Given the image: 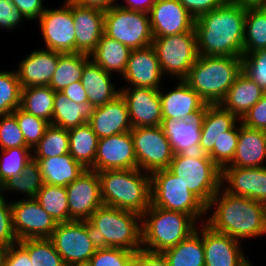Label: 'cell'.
I'll return each mask as SVG.
<instances>
[{"label":"cell","mask_w":266,"mask_h":266,"mask_svg":"<svg viewBox=\"0 0 266 266\" xmlns=\"http://www.w3.org/2000/svg\"><path fill=\"white\" fill-rule=\"evenodd\" d=\"M246 8L226 0L195 19L197 50L205 56H243Z\"/></svg>","instance_id":"6da1fadb"},{"label":"cell","mask_w":266,"mask_h":266,"mask_svg":"<svg viewBox=\"0 0 266 266\" xmlns=\"http://www.w3.org/2000/svg\"><path fill=\"white\" fill-rule=\"evenodd\" d=\"M212 206L216 207L215 211L204 221L213 230L227 234L236 240L266 234L264 203L247 197L230 195L220 188L207 205V211L212 210Z\"/></svg>","instance_id":"7a4b0ae2"},{"label":"cell","mask_w":266,"mask_h":266,"mask_svg":"<svg viewBox=\"0 0 266 266\" xmlns=\"http://www.w3.org/2000/svg\"><path fill=\"white\" fill-rule=\"evenodd\" d=\"M87 235L96 249L118 247L136 252L142 249L141 216L102 205L87 220Z\"/></svg>","instance_id":"3957f363"},{"label":"cell","mask_w":266,"mask_h":266,"mask_svg":"<svg viewBox=\"0 0 266 266\" xmlns=\"http://www.w3.org/2000/svg\"><path fill=\"white\" fill-rule=\"evenodd\" d=\"M142 172L139 168L97 172L103 205L141 216L151 205V175Z\"/></svg>","instance_id":"277c9868"},{"label":"cell","mask_w":266,"mask_h":266,"mask_svg":"<svg viewBox=\"0 0 266 266\" xmlns=\"http://www.w3.org/2000/svg\"><path fill=\"white\" fill-rule=\"evenodd\" d=\"M242 72V57L199 55L183 79L206 104H220Z\"/></svg>","instance_id":"5b68a950"},{"label":"cell","mask_w":266,"mask_h":266,"mask_svg":"<svg viewBox=\"0 0 266 266\" xmlns=\"http://www.w3.org/2000/svg\"><path fill=\"white\" fill-rule=\"evenodd\" d=\"M195 224L196 221L190 215L151 204L141 215L142 248L152 252H163L196 231Z\"/></svg>","instance_id":"8992f818"},{"label":"cell","mask_w":266,"mask_h":266,"mask_svg":"<svg viewBox=\"0 0 266 266\" xmlns=\"http://www.w3.org/2000/svg\"><path fill=\"white\" fill-rule=\"evenodd\" d=\"M206 206L222 188V170L204 153L174 154L167 168Z\"/></svg>","instance_id":"52a82bcc"},{"label":"cell","mask_w":266,"mask_h":266,"mask_svg":"<svg viewBox=\"0 0 266 266\" xmlns=\"http://www.w3.org/2000/svg\"><path fill=\"white\" fill-rule=\"evenodd\" d=\"M151 204L190 215L195 221L206 215L207 206L168 169L151 174Z\"/></svg>","instance_id":"ba28073f"},{"label":"cell","mask_w":266,"mask_h":266,"mask_svg":"<svg viewBox=\"0 0 266 266\" xmlns=\"http://www.w3.org/2000/svg\"><path fill=\"white\" fill-rule=\"evenodd\" d=\"M104 34L131 50L152 45L149 13L127 10L114 5L104 11Z\"/></svg>","instance_id":"9c48e42d"},{"label":"cell","mask_w":266,"mask_h":266,"mask_svg":"<svg viewBox=\"0 0 266 266\" xmlns=\"http://www.w3.org/2000/svg\"><path fill=\"white\" fill-rule=\"evenodd\" d=\"M153 38L152 46L163 75L171 74L177 79H184L199 56L195 30Z\"/></svg>","instance_id":"30bf717a"},{"label":"cell","mask_w":266,"mask_h":266,"mask_svg":"<svg viewBox=\"0 0 266 266\" xmlns=\"http://www.w3.org/2000/svg\"><path fill=\"white\" fill-rule=\"evenodd\" d=\"M138 168L151 174L167 169L174 152L162 127H135L131 130Z\"/></svg>","instance_id":"8fae6325"},{"label":"cell","mask_w":266,"mask_h":266,"mask_svg":"<svg viewBox=\"0 0 266 266\" xmlns=\"http://www.w3.org/2000/svg\"><path fill=\"white\" fill-rule=\"evenodd\" d=\"M49 239L66 266L89 261L97 250L87 235V220L58 223Z\"/></svg>","instance_id":"7c38bea8"},{"label":"cell","mask_w":266,"mask_h":266,"mask_svg":"<svg viewBox=\"0 0 266 266\" xmlns=\"http://www.w3.org/2000/svg\"><path fill=\"white\" fill-rule=\"evenodd\" d=\"M37 21L46 49L61 53H76L74 21L67 0L61 8H46Z\"/></svg>","instance_id":"4fadbf2b"},{"label":"cell","mask_w":266,"mask_h":266,"mask_svg":"<svg viewBox=\"0 0 266 266\" xmlns=\"http://www.w3.org/2000/svg\"><path fill=\"white\" fill-rule=\"evenodd\" d=\"M11 207L13 230L18 241L49 238L58 224L35 198L12 201Z\"/></svg>","instance_id":"5bb4252c"},{"label":"cell","mask_w":266,"mask_h":266,"mask_svg":"<svg viewBox=\"0 0 266 266\" xmlns=\"http://www.w3.org/2000/svg\"><path fill=\"white\" fill-rule=\"evenodd\" d=\"M69 222L86 221L103 205L98 173L86 169L75 181L66 186Z\"/></svg>","instance_id":"9a60e30c"},{"label":"cell","mask_w":266,"mask_h":266,"mask_svg":"<svg viewBox=\"0 0 266 266\" xmlns=\"http://www.w3.org/2000/svg\"><path fill=\"white\" fill-rule=\"evenodd\" d=\"M201 229L196 231L203 238L204 266H252L242 252L239 240L217 232L202 221Z\"/></svg>","instance_id":"2e32d148"},{"label":"cell","mask_w":266,"mask_h":266,"mask_svg":"<svg viewBox=\"0 0 266 266\" xmlns=\"http://www.w3.org/2000/svg\"><path fill=\"white\" fill-rule=\"evenodd\" d=\"M125 100L132 128L161 126L163 115L159 90L127 86L120 89Z\"/></svg>","instance_id":"e0dca14e"},{"label":"cell","mask_w":266,"mask_h":266,"mask_svg":"<svg viewBox=\"0 0 266 266\" xmlns=\"http://www.w3.org/2000/svg\"><path fill=\"white\" fill-rule=\"evenodd\" d=\"M131 131L98 140L94 166L91 170L137 169Z\"/></svg>","instance_id":"ac0fdd59"},{"label":"cell","mask_w":266,"mask_h":266,"mask_svg":"<svg viewBox=\"0 0 266 266\" xmlns=\"http://www.w3.org/2000/svg\"><path fill=\"white\" fill-rule=\"evenodd\" d=\"M149 19L153 37L195 30V18L178 0H156L149 12Z\"/></svg>","instance_id":"d6986e66"},{"label":"cell","mask_w":266,"mask_h":266,"mask_svg":"<svg viewBox=\"0 0 266 266\" xmlns=\"http://www.w3.org/2000/svg\"><path fill=\"white\" fill-rule=\"evenodd\" d=\"M222 188L230 195L247 197L266 205V166L258 168L225 166ZM228 184L226 186L225 183ZM226 186L227 188L223 187Z\"/></svg>","instance_id":"ffe728a7"},{"label":"cell","mask_w":266,"mask_h":266,"mask_svg":"<svg viewBox=\"0 0 266 266\" xmlns=\"http://www.w3.org/2000/svg\"><path fill=\"white\" fill-rule=\"evenodd\" d=\"M163 73L152 45L131 50L123 79L140 88L160 89Z\"/></svg>","instance_id":"44dd1931"},{"label":"cell","mask_w":266,"mask_h":266,"mask_svg":"<svg viewBox=\"0 0 266 266\" xmlns=\"http://www.w3.org/2000/svg\"><path fill=\"white\" fill-rule=\"evenodd\" d=\"M76 35V52L90 55L104 34V11L69 2Z\"/></svg>","instance_id":"7402d4cb"},{"label":"cell","mask_w":266,"mask_h":266,"mask_svg":"<svg viewBox=\"0 0 266 266\" xmlns=\"http://www.w3.org/2000/svg\"><path fill=\"white\" fill-rule=\"evenodd\" d=\"M164 94L159 89L163 118L190 119L203 113L206 102L183 79Z\"/></svg>","instance_id":"603a6c76"},{"label":"cell","mask_w":266,"mask_h":266,"mask_svg":"<svg viewBox=\"0 0 266 266\" xmlns=\"http://www.w3.org/2000/svg\"><path fill=\"white\" fill-rule=\"evenodd\" d=\"M88 123L99 139L132 130L128 108L121 95L111 102L95 107Z\"/></svg>","instance_id":"cb8c5ba5"},{"label":"cell","mask_w":266,"mask_h":266,"mask_svg":"<svg viewBox=\"0 0 266 266\" xmlns=\"http://www.w3.org/2000/svg\"><path fill=\"white\" fill-rule=\"evenodd\" d=\"M61 52L34 50L24 58L16 71L21 88L49 86Z\"/></svg>","instance_id":"d4e9b609"},{"label":"cell","mask_w":266,"mask_h":266,"mask_svg":"<svg viewBox=\"0 0 266 266\" xmlns=\"http://www.w3.org/2000/svg\"><path fill=\"white\" fill-rule=\"evenodd\" d=\"M161 127L174 154L199 152L202 114L182 120L163 118Z\"/></svg>","instance_id":"484cf974"},{"label":"cell","mask_w":266,"mask_h":266,"mask_svg":"<svg viewBox=\"0 0 266 266\" xmlns=\"http://www.w3.org/2000/svg\"><path fill=\"white\" fill-rule=\"evenodd\" d=\"M233 161L227 166L258 168L266 160V131L245 127L241 121Z\"/></svg>","instance_id":"4316f807"},{"label":"cell","mask_w":266,"mask_h":266,"mask_svg":"<svg viewBox=\"0 0 266 266\" xmlns=\"http://www.w3.org/2000/svg\"><path fill=\"white\" fill-rule=\"evenodd\" d=\"M239 119L220 104H207L202 113L199 152L209 154L217 139L229 131Z\"/></svg>","instance_id":"83f0119b"},{"label":"cell","mask_w":266,"mask_h":266,"mask_svg":"<svg viewBox=\"0 0 266 266\" xmlns=\"http://www.w3.org/2000/svg\"><path fill=\"white\" fill-rule=\"evenodd\" d=\"M265 93L255 81L242 71L220 105L241 120Z\"/></svg>","instance_id":"f1b7e54d"},{"label":"cell","mask_w":266,"mask_h":266,"mask_svg":"<svg viewBox=\"0 0 266 266\" xmlns=\"http://www.w3.org/2000/svg\"><path fill=\"white\" fill-rule=\"evenodd\" d=\"M111 74L105 72L91 59L85 64L81 83L86 90L88 102L94 107L102 106L114 100L120 91L112 85Z\"/></svg>","instance_id":"f546056e"},{"label":"cell","mask_w":266,"mask_h":266,"mask_svg":"<svg viewBox=\"0 0 266 266\" xmlns=\"http://www.w3.org/2000/svg\"><path fill=\"white\" fill-rule=\"evenodd\" d=\"M34 160L39 164L43 183L50 185L66 187L86 170L69 153Z\"/></svg>","instance_id":"4dcf8cb0"},{"label":"cell","mask_w":266,"mask_h":266,"mask_svg":"<svg viewBox=\"0 0 266 266\" xmlns=\"http://www.w3.org/2000/svg\"><path fill=\"white\" fill-rule=\"evenodd\" d=\"M95 107L89 103H75L61 91H55L51 125L71 129L87 123Z\"/></svg>","instance_id":"1f68e13d"},{"label":"cell","mask_w":266,"mask_h":266,"mask_svg":"<svg viewBox=\"0 0 266 266\" xmlns=\"http://www.w3.org/2000/svg\"><path fill=\"white\" fill-rule=\"evenodd\" d=\"M130 52L129 47L103 34L97 47L90 54V59L107 73L115 71L123 75Z\"/></svg>","instance_id":"d6a6232c"},{"label":"cell","mask_w":266,"mask_h":266,"mask_svg":"<svg viewBox=\"0 0 266 266\" xmlns=\"http://www.w3.org/2000/svg\"><path fill=\"white\" fill-rule=\"evenodd\" d=\"M69 154L85 169L94 166L98 147V136L87 122L83 125L68 129Z\"/></svg>","instance_id":"836d02e7"},{"label":"cell","mask_w":266,"mask_h":266,"mask_svg":"<svg viewBox=\"0 0 266 266\" xmlns=\"http://www.w3.org/2000/svg\"><path fill=\"white\" fill-rule=\"evenodd\" d=\"M169 266H204L203 238L194 231L176 246L162 252Z\"/></svg>","instance_id":"e575fe53"},{"label":"cell","mask_w":266,"mask_h":266,"mask_svg":"<svg viewBox=\"0 0 266 266\" xmlns=\"http://www.w3.org/2000/svg\"><path fill=\"white\" fill-rule=\"evenodd\" d=\"M90 55L82 53H62L49 83L54 91H62L70 84L81 80L85 64L90 60Z\"/></svg>","instance_id":"d590c367"},{"label":"cell","mask_w":266,"mask_h":266,"mask_svg":"<svg viewBox=\"0 0 266 266\" xmlns=\"http://www.w3.org/2000/svg\"><path fill=\"white\" fill-rule=\"evenodd\" d=\"M55 91L49 86L21 89L20 108L51 124Z\"/></svg>","instance_id":"8d00e7d4"},{"label":"cell","mask_w":266,"mask_h":266,"mask_svg":"<svg viewBox=\"0 0 266 266\" xmlns=\"http://www.w3.org/2000/svg\"><path fill=\"white\" fill-rule=\"evenodd\" d=\"M35 199L57 223L69 222V207L65 186L44 183Z\"/></svg>","instance_id":"74e56055"},{"label":"cell","mask_w":266,"mask_h":266,"mask_svg":"<svg viewBox=\"0 0 266 266\" xmlns=\"http://www.w3.org/2000/svg\"><path fill=\"white\" fill-rule=\"evenodd\" d=\"M266 49V9H246L243 53Z\"/></svg>","instance_id":"f35d334b"},{"label":"cell","mask_w":266,"mask_h":266,"mask_svg":"<svg viewBox=\"0 0 266 266\" xmlns=\"http://www.w3.org/2000/svg\"><path fill=\"white\" fill-rule=\"evenodd\" d=\"M32 152V159H45L69 153L68 129L50 124Z\"/></svg>","instance_id":"ab89813d"},{"label":"cell","mask_w":266,"mask_h":266,"mask_svg":"<svg viewBox=\"0 0 266 266\" xmlns=\"http://www.w3.org/2000/svg\"><path fill=\"white\" fill-rule=\"evenodd\" d=\"M42 175L37 161L32 159L18 176L10 178L0 187V195L3 192L14 190L24 193L28 198H35L43 186Z\"/></svg>","instance_id":"60d3db41"},{"label":"cell","mask_w":266,"mask_h":266,"mask_svg":"<svg viewBox=\"0 0 266 266\" xmlns=\"http://www.w3.org/2000/svg\"><path fill=\"white\" fill-rule=\"evenodd\" d=\"M18 243L28 252L32 266H66L49 238H30Z\"/></svg>","instance_id":"b9f144b4"},{"label":"cell","mask_w":266,"mask_h":266,"mask_svg":"<svg viewBox=\"0 0 266 266\" xmlns=\"http://www.w3.org/2000/svg\"><path fill=\"white\" fill-rule=\"evenodd\" d=\"M31 150L30 147H15L1 150L0 187L10 178L22 173L25 166L32 160Z\"/></svg>","instance_id":"7bdbcfd3"},{"label":"cell","mask_w":266,"mask_h":266,"mask_svg":"<svg viewBox=\"0 0 266 266\" xmlns=\"http://www.w3.org/2000/svg\"><path fill=\"white\" fill-rule=\"evenodd\" d=\"M21 89L16 70L0 72V116L20 107Z\"/></svg>","instance_id":"ee69618b"},{"label":"cell","mask_w":266,"mask_h":266,"mask_svg":"<svg viewBox=\"0 0 266 266\" xmlns=\"http://www.w3.org/2000/svg\"><path fill=\"white\" fill-rule=\"evenodd\" d=\"M12 114L16 117L26 144L33 149L44 136V132L50 124L47 121L22 110L20 107L15 109Z\"/></svg>","instance_id":"f6af8a7d"},{"label":"cell","mask_w":266,"mask_h":266,"mask_svg":"<svg viewBox=\"0 0 266 266\" xmlns=\"http://www.w3.org/2000/svg\"><path fill=\"white\" fill-rule=\"evenodd\" d=\"M239 137V127L236 124L214 143L213 150L208 156L222 170L229 165L234 158Z\"/></svg>","instance_id":"bcb514c9"},{"label":"cell","mask_w":266,"mask_h":266,"mask_svg":"<svg viewBox=\"0 0 266 266\" xmlns=\"http://www.w3.org/2000/svg\"><path fill=\"white\" fill-rule=\"evenodd\" d=\"M242 71L266 92V49L243 53Z\"/></svg>","instance_id":"7dc6e473"},{"label":"cell","mask_w":266,"mask_h":266,"mask_svg":"<svg viewBox=\"0 0 266 266\" xmlns=\"http://www.w3.org/2000/svg\"><path fill=\"white\" fill-rule=\"evenodd\" d=\"M15 147L29 146L25 142L16 117L12 113L2 115L0 116V148L4 150Z\"/></svg>","instance_id":"c3c4849f"},{"label":"cell","mask_w":266,"mask_h":266,"mask_svg":"<svg viewBox=\"0 0 266 266\" xmlns=\"http://www.w3.org/2000/svg\"><path fill=\"white\" fill-rule=\"evenodd\" d=\"M135 251L108 247L97 249L89 260L92 266H131Z\"/></svg>","instance_id":"681fc988"},{"label":"cell","mask_w":266,"mask_h":266,"mask_svg":"<svg viewBox=\"0 0 266 266\" xmlns=\"http://www.w3.org/2000/svg\"><path fill=\"white\" fill-rule=\"evenodd\" d=\"M16 243L18 239L13 230L11 202H6L0 195V244L11 246Z\"/></svg>","instance_id":"f907efd6"},{"label":"cell","mask_w":266,"mask_h":266,"mask_svg":"<svg viewBox=\"0 0 266 266\" xmlns=\"http://www.w3.org/2000/svg\"><path fill=\"white\" fill-rule=\"evenodd\" d=\"M240 121L245 127L266 131V93Z\"/></svg>","instance_id":"816d5d0a"},{"label":"cell","mask_w":266,"mask_h":266,"mask_svg":"<svg viewBox=\"0 0 266 266\" xmlns=\"http://www.w3.org/2000/svg\"><path fill=\"white\" fill-rule=\"evenodd\" d=\"M23 18L26 19L11 0H0V28L13 30Z\"/></svg>","instance_id":"f5cc1de1"},{"label":"cell","mask_w":266,"mask_h":266,"mask_svg":"<svg viewBox=\"0 0 266 266\" xmlns=\"http://www.w3.org/2000/svg\"><path fill=\"white\" fill-rule=\"evenodd\" d=\"M131 266H169L162 252H152L145 249L134 253Z\"/></svg>","instance_id":"db71d44e"},{"label":"cell","mask_w":266,"mask_h":266,"mask_svg":"<svg viewBox=\"0 0 266 266\" xmlns=\"http://www.w3.org/2000/svg\"><path fill=\"white\" fill-rule=\"evenodd\" d=\"M196 19L201 14L213 11L226 0H178Z\"/></svg>","instance_id":"11a10c76"},{"label":"cell","mask_w":266,"mask_h":266,"mask_svg":"<svg viewBox=\"0 0 266 266\" xmlns=\"http://www.w3.org/2000/svg\"><path fill=\"white\" fill-rule=\"evenodd\" d=\"M12 3L26 17V20L39 19L40 15L46 10L43 0H11Z\"/></svg>","instance_id":"9f6ffc18"},{"label":"cell","mask_w":266,"mask_h":266,"mask_svg":"<svg viewBox=\"0 0 266 266\" xmlns=\"http://www.w3.org/2000/svg\"><path fill=\"white\" fill-rule=\"evenodd\" d=\"M3 266H32V264L28 252L16 243L9 247Z\"/></svg>","instance_id":"6f0895ef"},{"label":"cell","mask_w":266,"mask_h":266,"mask_svg":"<svg viewBox=\"0 0 266 266\" xmlns=\"http://www.w3.org/2000/svg\"><path fill=\"white\" fill-rule=\"evenodd\" d=\"M61 92L75 103L88 102L86 90L80 80L65 87Z\"/></svg>","instance_id":"680465c9"},{"label":"cell","mask_w":266,"mask_h":266,"mask_svg":"<svg viewBox=\"0 0 266 266\" xmlns=\"http://www.w3.org/2000/svg\"><path fill=\"white\" fill-rule=\"evenodd\" d=\"M124 2H126L125 5L118 4V6L127 10L149 13L156 0H125Z\"/></svg>","instance_id":"91938a15"},{"label":"cell","mask_w":266,"mask_h":266,"mask_svg":"<svg viewBox=\"0 0 266 266\" xmlns=\"http://www.w3.org/2000/svg\"><path fill=\"white\" fill-rule=\"evenodd\" d=\"M68 2L82 6V7H90V8H97L100 10H107L113 7L116 0H67Z\"/></svg>","instance_id":"94428289"},{"label":"cell","mask_w":266,"mask_h":266,"mask_svg":"<svg viewBox=\"0 0 266 266\" xmlns=\"http://www.w3.org/2000/svg\"><path fill=\"white\" fill-rule=\"evenodd\" d=\"M237 3L238 5L248 9V8H264L266 5V0H229Z\"/></svg>","instance_id":"6125c7cd"},{"label":"cell","mask_w":266,"mask_h":266,"mask_svg":"<svg viewBox=\"0 0 266 266\" xmlns=\"http://www.w3.org/2000/svg\"><path fill=\"white\" fill-rule=\"evenodd\" d=\"M10 246L0 244V266H3L5 263L6 255Z\"/></svg>","instance_id":"be15d7a7"},{"label":"cell","mask_w":266,"mask_h":266,"mask_svg":"<svg viewBox=\"0 0 266 266\" xmlns=\"http://www.w3.org/2000/svg\"><path fill=\"white\" fill-rule=\"evenodd\" d=\"M70 266H92L90 261H85V262H78V263H74Z\"/></svg>","instance_id":"e7e4bbea"}]
</instances>
